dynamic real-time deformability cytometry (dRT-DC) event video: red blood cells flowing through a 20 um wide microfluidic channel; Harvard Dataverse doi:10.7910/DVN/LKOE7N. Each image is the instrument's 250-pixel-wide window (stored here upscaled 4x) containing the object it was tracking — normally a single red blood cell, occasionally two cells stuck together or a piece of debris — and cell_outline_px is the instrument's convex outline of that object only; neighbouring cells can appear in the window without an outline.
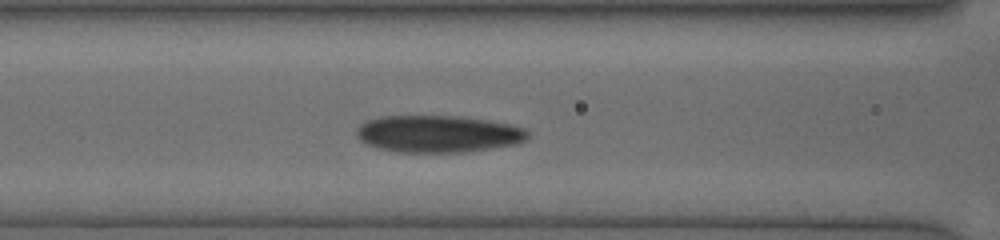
{"species": "human", "species_latin": "Homo sapiens", "temperature_condition": "cold", "stored_images_in_passage": 20, "camera_frame_rate_fps": 3000, "um_per_image_px": 0.085, "donor": {"sex": "female"}, "frame": {"image": 1, "passage_image": 4, "time_ms": 2.333, "image_size_px": [1000, 240], "cell_outline_px": [[528, 136], [524, 140], [516, 144], [492, 148], [464, 152], [396, 152], [376, 148], [364, 144], [356, 136], [356, 128], [360, 124], [368, 120], [380, 116], [456, 116], [488, 120], [512, 124], [524, 128], [528, 132]], "centroid_in_image_um": [37.2, 11.38], "position_along_channel_um": 129.4, "area_um2": 37.22}}
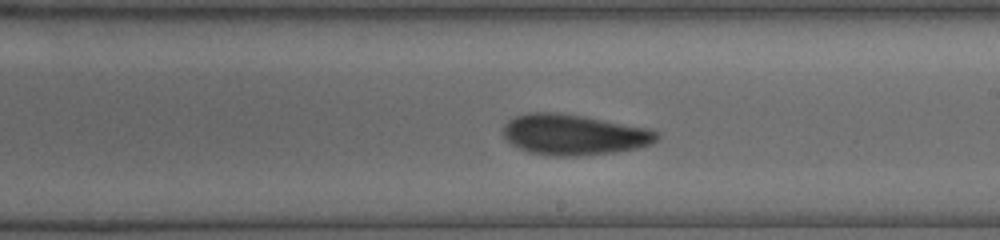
{"frame": {"image": 2, "passage_image": 8, "time_ms": 5.0, "image_size_px": [1000, 240], "cell_outline_px": [[660, 136], [652, 144], [640, 148], [612, 152], [580, 156], [552, 156], [528, 152], [504, 140], [500, 128], [508, 120], [516, 116], [528, 112], [560, 112], [584, 116], [652, 128], [660, 132]], "centroid_in_image_um": [48.78, 11.44], "position_along_channel_um": 240.2, "area_um2": 37.17}}
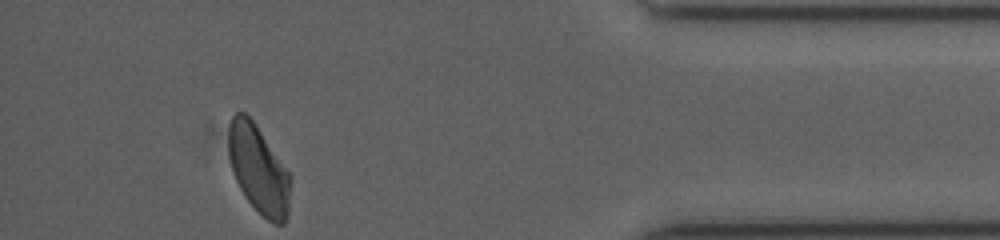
{"frame": {"image": 3, "passage_image": 20, "time_ms": 10.0, "image_size_px": [1000, 240], "cell_outline_px": [[292, 176], [288, 212], [284, 224], [276, 224], [268, 220], [244, 196], [236, 180], [232, 168], [228, 152], [228, 124], [232, 116], [236, 112], [244, 112], [252, 120]], "centroid_in_image_um": [21.98, 14.39], "position_along_channel_um": 413.2, "area_um2": 31.56}}